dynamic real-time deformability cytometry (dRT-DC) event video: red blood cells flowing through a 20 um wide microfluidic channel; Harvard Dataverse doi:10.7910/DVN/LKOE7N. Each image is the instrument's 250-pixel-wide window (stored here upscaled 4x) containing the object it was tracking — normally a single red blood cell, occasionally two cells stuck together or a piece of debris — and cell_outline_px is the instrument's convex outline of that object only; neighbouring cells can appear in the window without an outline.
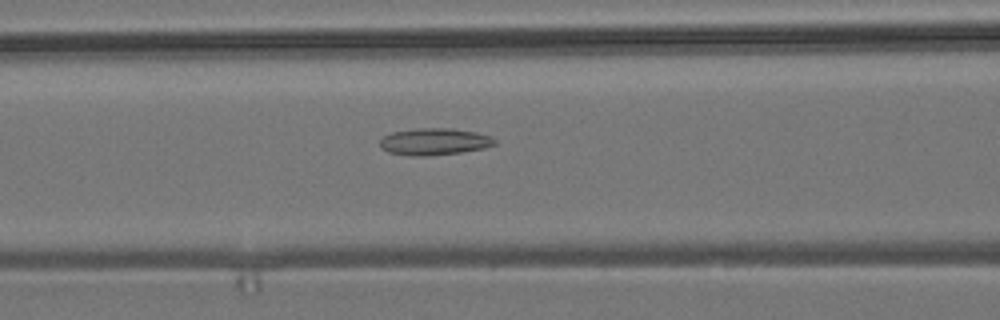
{"species": "common noctule bat (a hibernating species)", "species_latin": "Nyctalus noctula", "temperature_condition": "room temperature", "stored_images_in_passage": 34, "camera_frame_rate_fps": 3000, "um_per_image_px": 0.085, "animal": {"sex": "male", "body_mass_g": 19.2, "forearm_length_mm": 51.8}, "frame": {"image": 1, "passage_image": 10, "time_ms": 3.0, "image_size_px": [1000, 320], "cell_outline_px": [[496, 144], [484, 148], [460, 152], [428, 156], [412, 156], [388, 152], [380, 148], [380, 140], [384, 136], [392, 132], [416, 128], [452, 128], [476, 132], [492, 136], [496, 140]], "centroid_in_image_um": [36.92, 12.03], "position_along_channel_um": 129.7, "area_um2": 18.09}}
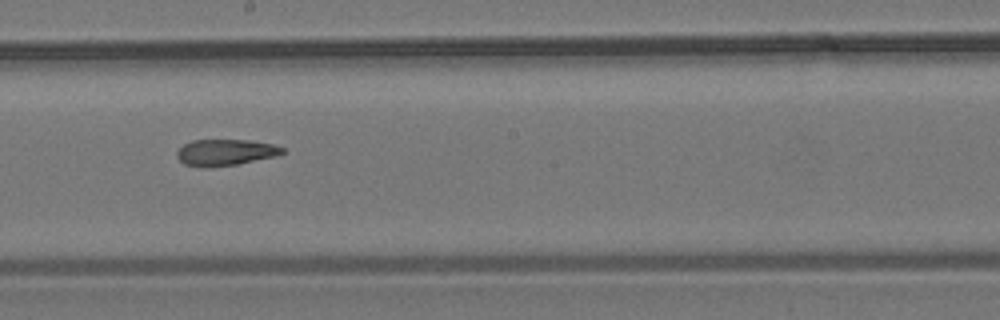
{"frame": {"image": 2, "passage_image": 18, "time_ms": 5.667, "image_size_px": [1000, 320], "cell_outline_px": [[284, 152], [276, 156], [236, 164], [208, 168], [200, 168], [184, 164], [176, 156], [176, 152], [184, 144], [192, 140], [252, 140], [272, 144], [284, 148]], "centroid_in_image_um": [19.12, 12.96], "position_along_channel_um": 229.1, "area_um2": 16.24}}
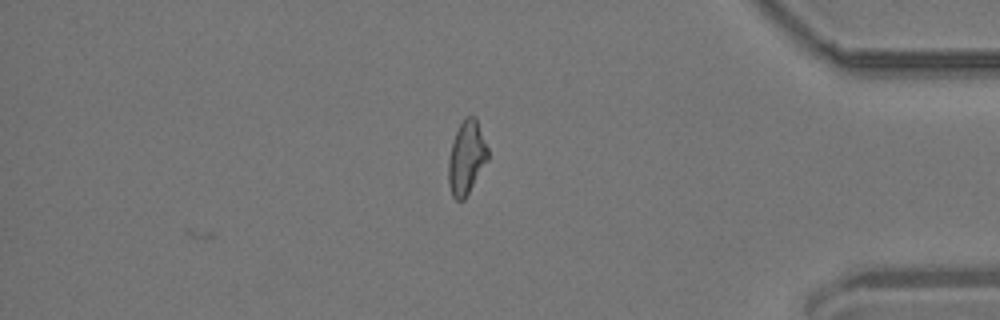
{"frame": {"image": 3, "passage_image": 34, "time_ms": 11.0, "image_size_px": [1000, 320], "cell_outline_px": [[488, 160], [464, 200], [456, 200], [452, 196], [448, 184], [448, 160], [452, 144], [456, 132], [464, 116], [476, 116], [488, 148]], "centroid_in_image_um": [39.65, 13.39], "position_along_channel_um": 395.5, "area_um2": 16.94}, "authors_computed_cell_mechanics": {"area_um2": 16.8198, "velocity_mm_per_s": 3.7217, "shape_relaxation_time_tau1_ms": null, "shape_relaxation_time_tau2_ms": 3.9936, "deformation_change_tau1": null, "deformation_change_tau2": 0.1375}}